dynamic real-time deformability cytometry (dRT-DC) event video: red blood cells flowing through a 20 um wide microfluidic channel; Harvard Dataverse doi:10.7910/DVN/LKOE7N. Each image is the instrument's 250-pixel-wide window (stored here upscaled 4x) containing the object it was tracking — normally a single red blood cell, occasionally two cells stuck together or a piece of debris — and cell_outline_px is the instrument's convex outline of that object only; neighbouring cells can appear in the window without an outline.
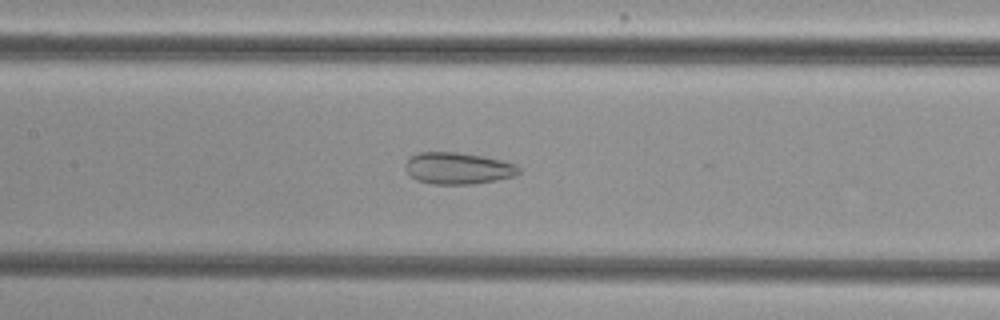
{"species": "common noctule bat (a hibernating species)", "species_latin": "Nyctalus noctula", "temperature_condition": "cold", "stored_images_in_passage": 53, "camera_frame_rate_fps": 3000, "um_per_image_px": 0.085, "animal": {"sex": "female", "body_mass_g": 29.2, "forearm_length_mm": 56.3}, "frame": {"image": 1, "passage_image": 25, "time_ms": 8.0, "image_size_px": [1000, 320], "cell_outline_px": [[520, 172], [516, 176], [496, 180], [472, 184], [436, 184], [416, 180], [404, 168], [404, 164], [412, 156], [420, 152], [456, 152], [484, 156], [504, 160], [516, 164], [520, 168]], "centroid_in_image_um": [38.97, 14.3], "position_along_channel_um": 168.4, "area_um2": 21.04}}
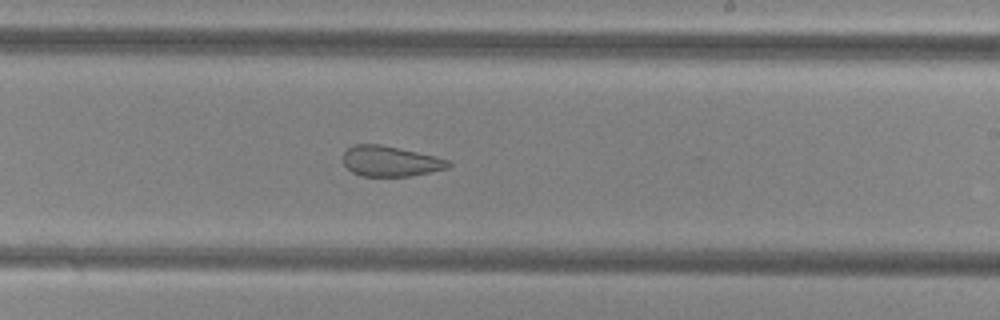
{"frame": {"image": 2, "passage_image": 32, "time_ms": 10.333, "image_size_px": [1000, 320], "cell_outline_px": [[452, 164], [448, 168], [412, 176], [360, 176], [352, 172], [344, 164], [344, 152], [348, 148], [356, 144], [380, 144], [436, 156], [448, 160]], "centroid_in_image_um": [33.19, 13.71], "position_along_channel_um": 255.8, "area_um2": 18.61}}
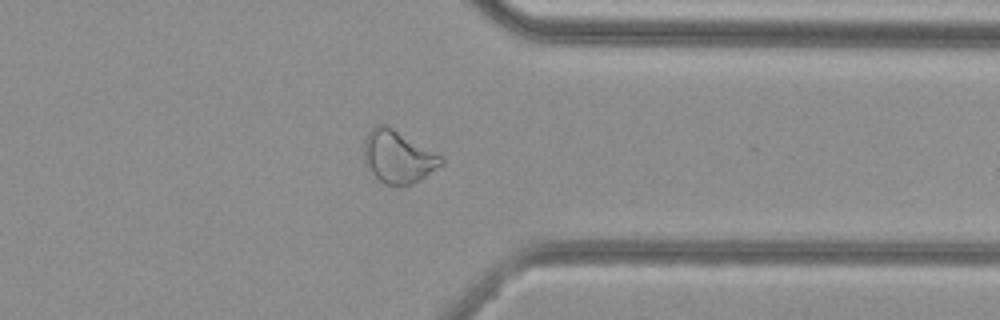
{"frame": {"image": 3, "passage_image": 42, "time_ms": 13.667, "image_size_px": [1000, 320], "cell_outline_px": [[444, 164], [420, 180], [412, 184], [384, 184], [364, 164], [364, 140], [368, 132], [376, 124], [384, 124], [392, 128], [444, 156]], "centroid_in_image_um": [33.85, 13.32], "position_along_channel_um": 377.5, "area_um2": 23.58}, "authors_computed_cell_mechanics": {"area_um2": 25.7788, "velocity_mm_per_s": 3.7606, "shape_relaxation_time_tau1_ms": null, "shape_relaxation_time_tau2_ms": 2.212, "deformation_change_tau1": null, "deformation_change_tau2": 0.0995}}